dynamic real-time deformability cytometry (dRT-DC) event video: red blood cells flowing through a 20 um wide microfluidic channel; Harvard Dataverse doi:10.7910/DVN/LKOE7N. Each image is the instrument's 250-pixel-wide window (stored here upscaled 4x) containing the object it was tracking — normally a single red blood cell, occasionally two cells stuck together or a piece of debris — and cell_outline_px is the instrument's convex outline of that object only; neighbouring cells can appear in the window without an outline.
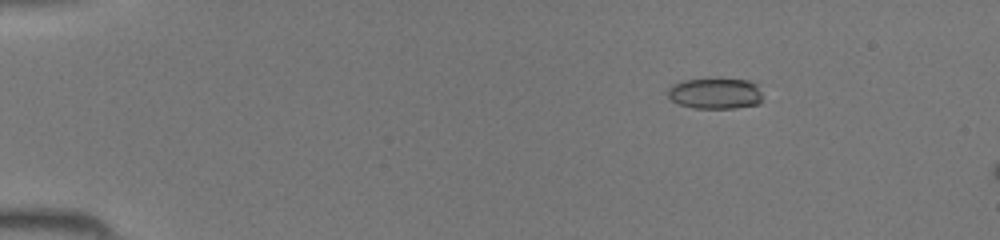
{"species": "common noctule bat (a hibernating species)", "species_latin": "Nyctalus noctula", "temperature_condition": "room temperature", "stored_images_in_passage": 10, "camera_frame_rate_fps": 3000, "um_per_image_px": 0.085, "animal": {"sex": "female", "body_mass_g": 19.5, "forearm_length_mm": 54.1}, "frame": {"image": 1, "passage_image": 4, "time_ms": 1.0, "image_size_px": [1000, 240], "cell_outline_px": [[760, 104], [736, 108], [692, 108], [680, 104], [672, 100], [668, 96], [668, 88], [672, 84], [680, 80], [748, 80], [756, 84], [760, 92]], "centroid_in_image_um": [60.77, 7.96], "position_along_channel_um": 24.2, "area_um2": 16.82}}